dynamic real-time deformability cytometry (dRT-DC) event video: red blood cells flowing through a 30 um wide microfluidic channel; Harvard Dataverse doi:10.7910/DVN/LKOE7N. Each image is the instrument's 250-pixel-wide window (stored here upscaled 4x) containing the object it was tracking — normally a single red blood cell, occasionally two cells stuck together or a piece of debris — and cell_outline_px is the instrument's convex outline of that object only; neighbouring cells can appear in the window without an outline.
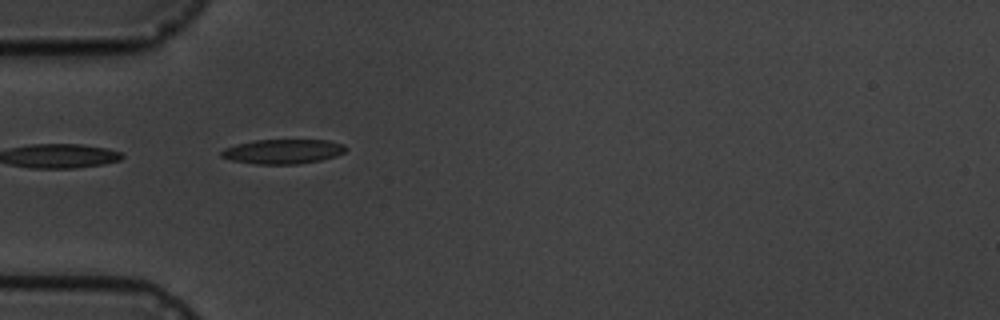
{"species": "common noctule bat (a hibernating species)", "species_latin": "Nyctalus noctula", "temperature_condition": "cold", "stored_images_in_passage": 4, "camera_frame_rate_fps": 3000, "um_per_image_px": 0.085, "animal": {"sex": "male", "body_mass_g": 19.5, "forearm_length_mm": 54.6}, "frame": {"image": 1, "passage_image": 2, "time_ms": 1.0, "image_size_px": [1000, 320], "cell_outline_px": [[348, 148], [344, 152], [336, 156], [320, 160], [296, 164], [256, 164], [232, 160], [220, 156], [220, 152], [224, 148], [236, 144], [256, 140], [328, 140], [344, 144]], "centroid_in_image_um": [24.06, 12.87], "position_along_channel_um": 60.9, "area_um2": 17.8}}
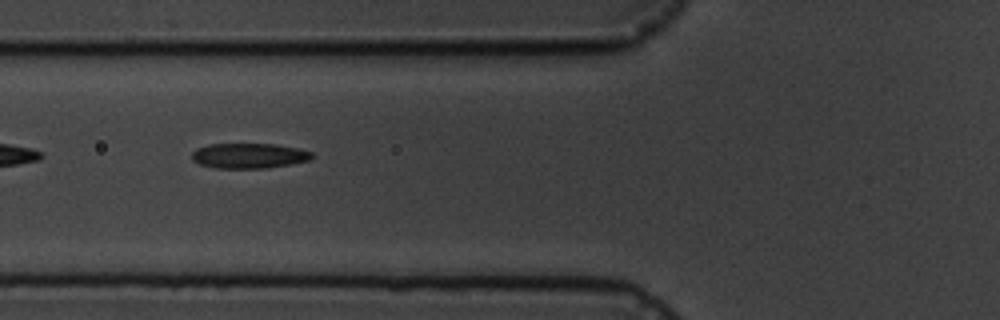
{"frame": {"image": 2, "passage_image": 3, "time_ms": 2.333, "image_size_px": [1000, 320], "cell_outline_px": [[316, 156], [312, 160], [264, 168], [216, 168], [200, 164], [192, 160], [192, 152], [196, 148], [208, 144], [276, 144], [300, 148], [312, 152]], "centroid_in_image_um": [21.2, 13.23], "position_along_channel_um": 104.6, "area_um2": 17.74}}
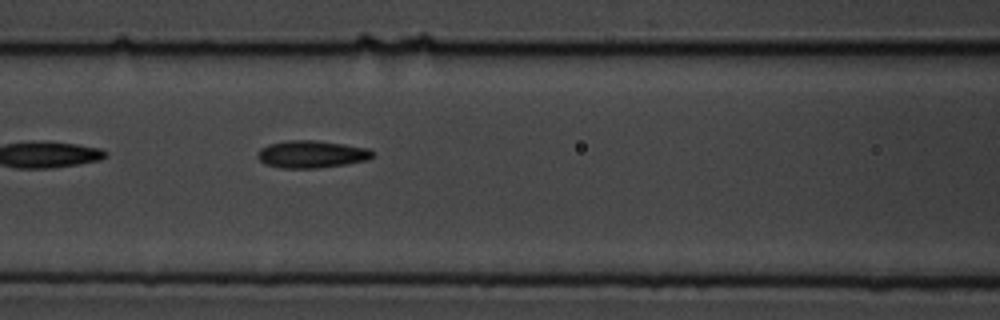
{"frame": {"image": 3, "passage_image": 4, "time_ms": 3.333, "image_size_px": [1000, 320], "cell_outline_px": [[372, 156], [368, 160], [344, 164], [316, 168], [284, 168], [264, 164], [256, 156], [260, 148], [268, 144], [288, 140], [316, 140], [344, 144], [368, 148], [372, 152]], "centroid_in_image_um": [26.44, 13.1], "position_along_channel_um": 140.2, "area_um2": 18.26}}